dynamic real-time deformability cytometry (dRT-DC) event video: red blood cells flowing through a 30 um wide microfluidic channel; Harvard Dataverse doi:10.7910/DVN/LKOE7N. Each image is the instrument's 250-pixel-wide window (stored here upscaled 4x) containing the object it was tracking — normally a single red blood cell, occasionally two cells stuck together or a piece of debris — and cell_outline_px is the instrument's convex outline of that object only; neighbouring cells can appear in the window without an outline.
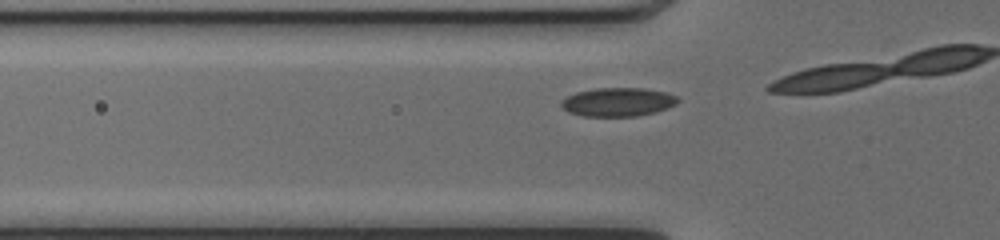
{"species": "common noctule bat (a hibernating species)", "species_latin": "Nyctalus noctula", "temperature_condition": "cold", "stored_images_in_passage": 6, "camera_frame_rate_fps": 3000, "um_per_image_px": 0.085, "animal": {"sex": "female", "body_mass_g": 17.0, "forearm_length_mm": 48.0}, "frame": {"image": 1, "passage_image": 4, "time_ms": 1.0, "image_size_px": [1000, 240], "cell_outline_px": [[680, 100], [676, 104], [668, 108], [656, 112], [636, 116], [584, 116], [568, 112], [560, 104], [560, 100], [576, 92], [596, 88], [644, 88], [664, 92], [676, 96]], "centroid_in_image_um": [52.52, 8.67], "position_along_channel_um": 73.3, "area_um2": 19.48}}